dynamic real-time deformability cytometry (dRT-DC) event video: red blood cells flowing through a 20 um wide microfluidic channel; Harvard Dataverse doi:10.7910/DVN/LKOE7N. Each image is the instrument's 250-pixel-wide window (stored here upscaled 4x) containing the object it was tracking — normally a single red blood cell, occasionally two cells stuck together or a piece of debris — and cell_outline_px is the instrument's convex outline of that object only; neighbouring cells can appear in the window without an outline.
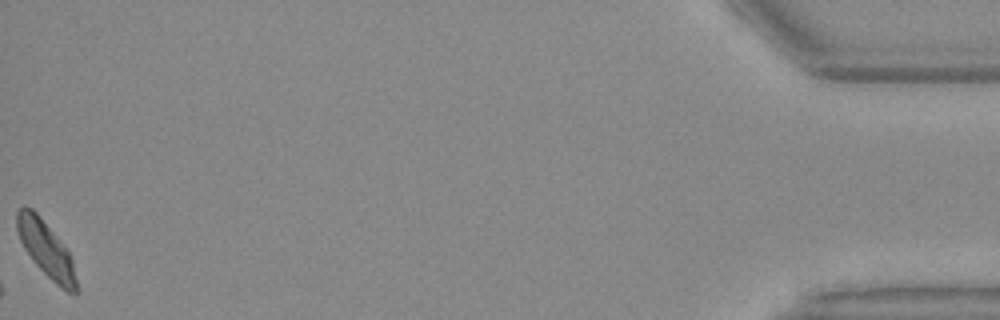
{"species": "Egyptian fruit bat (a non-hibernating species)", "species_latin": "Rousettus aegyptiacus", "temperature_condition": "warm", "stored_images_in_passage": 42, "camera_frame_rate_fps": 3000, "um_per_image_px": 0.085, "animal": {"sex": "female"}, "frame": {"image": 1, "passage_image": 42, "time_ms": 13.667, "image_size_px": [1000, 320], "cell_outline_px": [[76, 292], [68, 292], [60, 288], [32, 260], [24, 248], [20, 240], [16, 228], [16, 212], [20, 208], [32, 208], [36, 212], [68, 252], [72, 260], [76, 280]], "centroid_in_image_um": [3.87, 21.18], "position_along_channel_um": 431.3, "area_um2": 18.55}}